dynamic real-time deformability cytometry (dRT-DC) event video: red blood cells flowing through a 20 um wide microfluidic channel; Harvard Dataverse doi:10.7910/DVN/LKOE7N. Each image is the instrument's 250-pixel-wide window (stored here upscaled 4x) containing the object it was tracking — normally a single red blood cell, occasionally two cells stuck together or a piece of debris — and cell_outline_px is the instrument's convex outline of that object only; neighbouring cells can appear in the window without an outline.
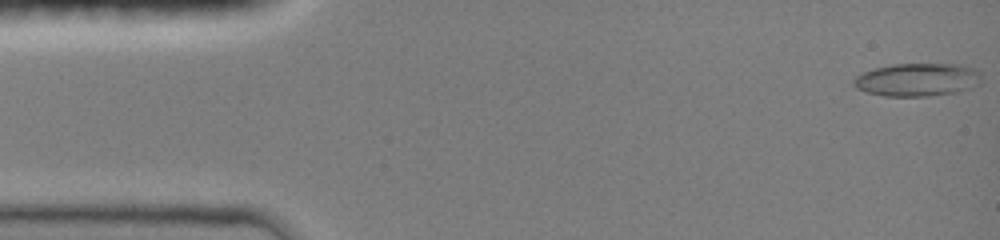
{"species": "common noctule bat (a hibernating species)", "species_latin": "Nyctalus noctula", "temperature_condition": "room temperature", "stored_images_in_passage": 32, "camera_frame_rate_fps": 3000, "um_per_image_px": 0.085, "animal": {"sex": "female", "body_mass_g": 19.0, "forearm_length_mm": 51.5}, "frame": {"image": 1, "passage_image": 1, "time_ms": 0.0, "image_size_px": [1000, 240], "cell_outline_px": [[980, 84], [956, 92], [928, 96], [884, 96], [864, 92], [856, 88], [852, 84], [852, 80], [856, 76], [872, 68], [892, 64], [964, 64], [976, 68], [980, 72]], "centroid_in_image_um": [77.96, 6.76], "position_along_channel_um": 7.0, "area_um2": 24.91}}
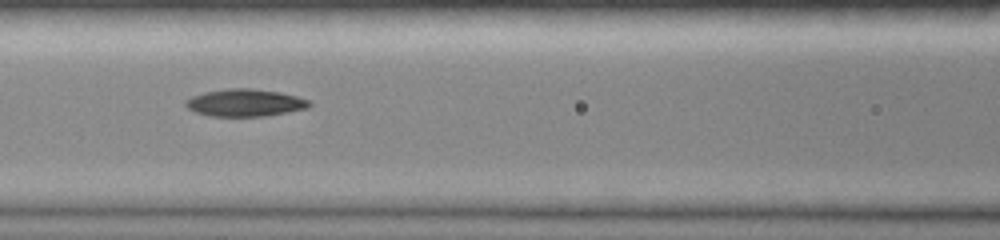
{"frame": {"image": 2, "passage_image": 14, "time_ms": 6.333, "image_size_px": [1000, 240], "cell_outline_px": [[312, 104], [308, 108], [264, 116], [208, 116], [196, 112], [188, 108], [184, 104], [184, 100], [192, 96], [204, 92], [228, 88], [252, 88], [280, 92], [296, 96], [308, 100]], "centroid_in_image_um": [20.8, 8.73], "position_along_channel_um": 145.8, "area_um2": 19.71}}
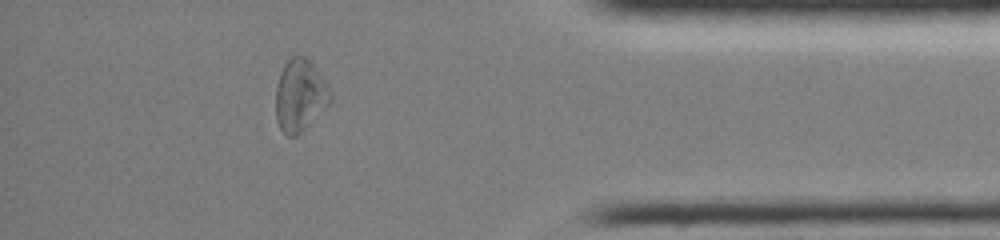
{"frame": {"image": 3, "passage_image": 28, "time_ms": 13.333, "image_size_px": [1000, 240], "cell_outline_px": [[332, 100], [296, 136], [288, 136], [280, 128], [276, 120], [276, 84], [280, 72], [284, 64], [292, 56], [304, 56], [320, 72], [332, 92]], "centroid_in_image_um": [25.49, 8.08], "position_along_channel_um": 409.7, "area_um2": 22.72}, "authors_computed_cell_mechanics": {"area_um2": 20.4612, "velocity_mm_per_s": 4.066, "shape_relaxation_time_tau1_ms": 7.3914, "shape_relaxation_time_tau2_ms": null, "deformation_change_tau1": 0.1828, "deformation_change_tau2": null}}